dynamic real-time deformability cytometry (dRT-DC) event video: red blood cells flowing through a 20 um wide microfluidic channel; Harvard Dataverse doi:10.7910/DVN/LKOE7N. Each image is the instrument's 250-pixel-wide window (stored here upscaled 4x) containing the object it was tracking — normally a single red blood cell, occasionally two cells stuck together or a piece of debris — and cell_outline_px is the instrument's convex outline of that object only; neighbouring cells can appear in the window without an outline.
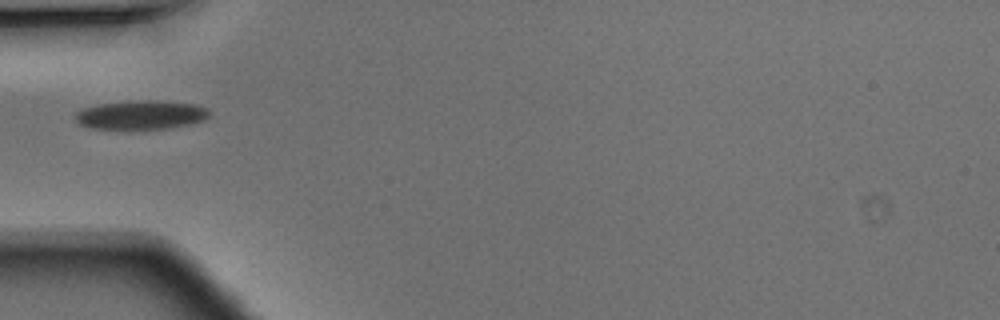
{"species": "Egyptian fruit bat (a non-hibernating species)", "species_latin": "Rousettus aegyptiacus", "temperature_condition": "warm", "stored_images_in_passage": 33, "camera_frame_rate_fps": 3000, "um_per_image_px": 0.085, "animal": {"sex": "male"}, "frame": {"image": 1, "passage_image": 1, "time_ms": 0.0, "image_size_px": [1000, 320], "cell_outline_px": [[208, 116], [204, 120], [192, 124], [172, 128], [136, 132], [120, 132], [88, 128], [76, 124], [72, 120], [72, 112], [76, 108], [92, 104], [124, 100], [164, 100], [196, 104], [208, 108]], "centroid_in_image_um": [11.78, 9.81], "position_along_channel_um": 73.2, "area_um2": 25.09}}
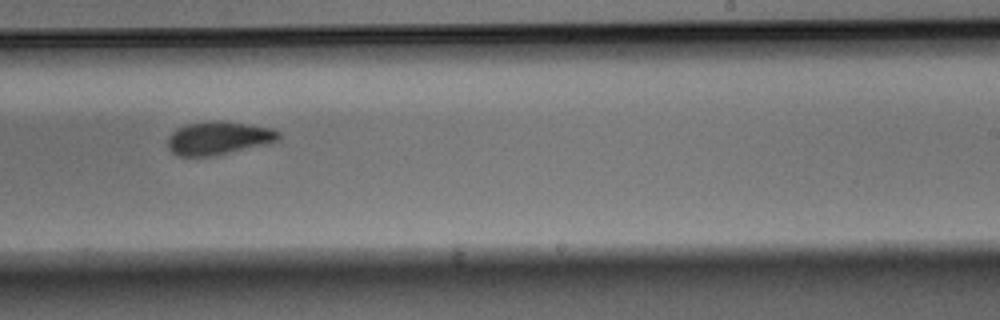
{"frame": {"image": 2, "passage_image": 15, "time_ms": 4.667, "image_size_px": [1000, 320], "cell_outline_px": [[280, 140], [272, 144], [220, 156], [176, 156], [168, 148], [168, 136], [180, 124], [204, 120], [228, 120], [276, 128], [280, 132]], "centroid_in_image_um": [18.64, 11.72], "position_along_channel_um": 270.4, "area_um2": 22.95}}
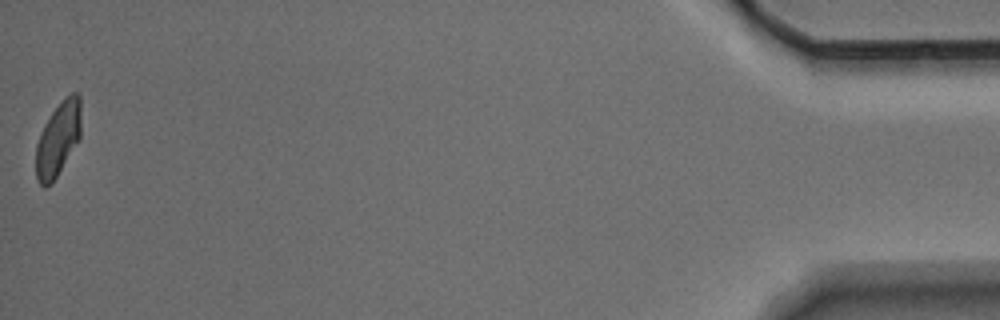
{"frame": {"image": 3, "passage_image": 33, "time_ms": 10.667, "image_size_px": [1000, 320], "cell_outline_px": [[80, 140], [52, 184], [44, 188], [36, 180], [36, 144], [40, 132], [44, 124], [52, 112], [72, 92], [80, 92]], "centroid_in_image_um": [4.93, 11.87], "position_along_channel_um": 430.3, "area_um2": 19.59}}